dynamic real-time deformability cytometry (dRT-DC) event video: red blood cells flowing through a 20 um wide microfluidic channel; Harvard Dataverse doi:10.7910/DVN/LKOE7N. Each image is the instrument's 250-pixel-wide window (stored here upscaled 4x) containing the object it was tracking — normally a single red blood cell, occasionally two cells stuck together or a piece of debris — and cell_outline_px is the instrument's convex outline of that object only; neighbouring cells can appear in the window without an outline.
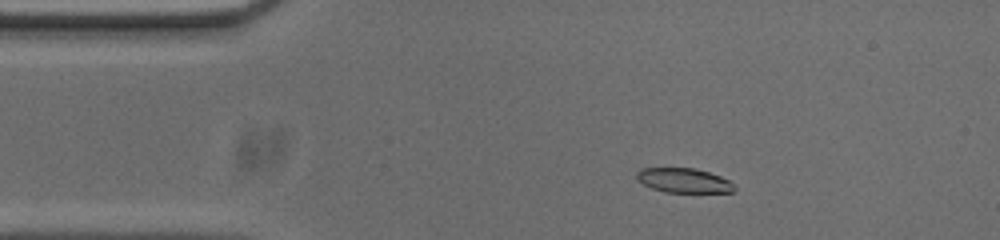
{"species": "common noctule bat (a hibernating species)", "species_latin": "Nyctalus noctula", "temperature_condition": "cold", "stored_images_in_passage": 53, "camera_frame_rate_fps": 3000, "um_per_image_px": 0.085, "animal": {"sex": "male", "body_mass_g": 20.0, "forearm_length_mm": 53.3}, "frame": {"image": 1, "passage_image": 8, "time_ms": 2.333, "image_size_px": [1000, 240], "cell_outline_px": [[736, 188], [732, 192], [664, 192], [652, 188], [644, 184], [636, 176], [636, 172], [640, 168], [696, 168], [720, 176], [728, 180]], "centroid_in_image_um": [58.11, 15.33], "position_along_channel_um": 26.9, "area_um2": 13.81}}
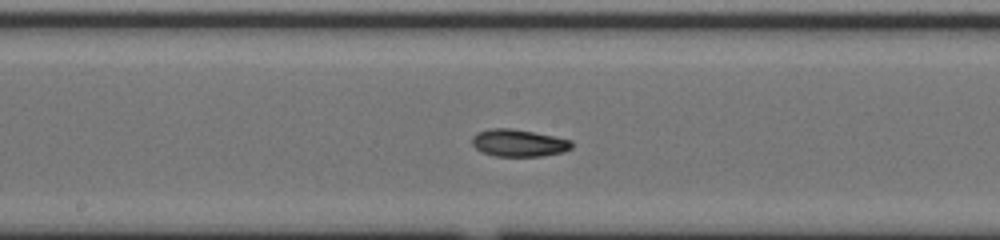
{"frame": {"image": 2, "passage_image": 26, "time_ms": 8.333, "image_size_px": [1000, 240], "cell_outline_px": [[572, 148], [564, 152], [544, 156], [496, 156], [480, 152], [472, 144], [472, 136], [476, 132], [488, 128], [512, 128], [572, 140]], "centroid_in_image_um": [44.06, 12.15], "position_along_channel_um": 204.1, "area_um2": 15.95}}
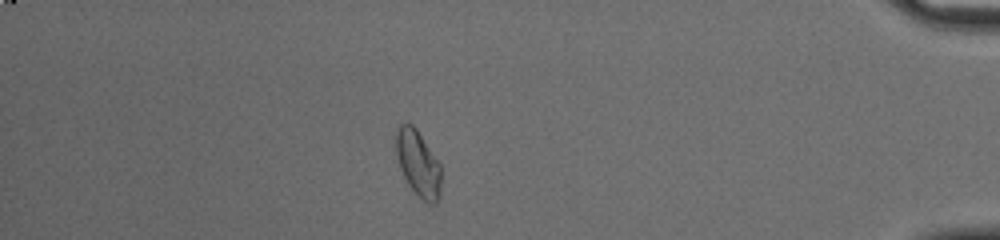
{"frame": {"image": 3, "passage_image": 46, "time_ms": 15.0, "image_size_px": [1000, 240], "cell_outline_px": [[440, 196], [436, 204], [428, 204], [408, 184], [400, 168], [396, 156], [396, 132], [400, 124], [412, 124], [416, 128], [440, 164]], "centroid_in_image_um": [35.54, 13.9], "position_along_channel_um": 399.7, "area_um2": 17.05}, "authors_computed_cell_mechanics": {"area_um2": 15.6638, "velocity_mm_per_s": 3.7083, "shape_relaxation_time_tau1_ms": 5.4375, "shape_relaxation_time_tau2_ms": 6.2248, "deformation_change_tau1": 0.1879, "deformation_change_tau2": 0.0852}}